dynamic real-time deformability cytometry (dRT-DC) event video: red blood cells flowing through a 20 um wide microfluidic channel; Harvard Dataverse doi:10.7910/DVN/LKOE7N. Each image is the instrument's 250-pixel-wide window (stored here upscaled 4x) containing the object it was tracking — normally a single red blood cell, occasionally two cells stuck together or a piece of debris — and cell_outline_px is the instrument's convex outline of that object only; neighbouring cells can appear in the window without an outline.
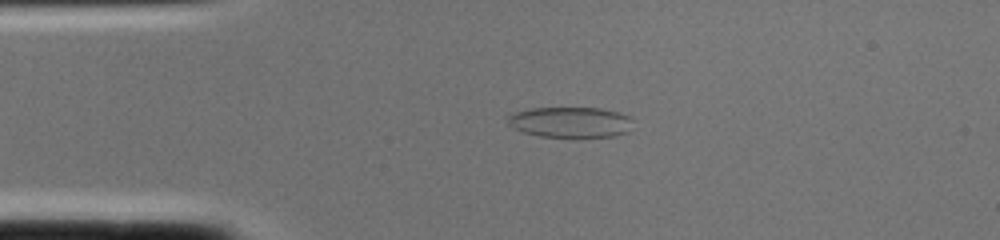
{"species": "common noctule bat (a hibernating species)", "species_latin": "Nyctalus noctula", "temperature_condition": "cold", "stored_images_in_passage": 1, "camera_frame_rate_fps": 3000, "um_per_image_px": 0.085, "animal": {"sex": "female", "body_mass_g": 22.0, "forearm_length_mm": 56.7}, "frame": {"image": 1, "passage_image": 1, "time_ms": 0.0, "image_size_px": [1000, 240], "cell_outline_px": [[632, 120], [628, 132], [612, 136], [540, 136], [524, 132], [512, 128], [508, 124], [508, 116], [516, 112], [532, 108], [600, 108], [616, 112], [628, 116]], "centroid_in_image_um": [48.46, 10.38], "position_along_channel_um": 36.5, "area_um2": 21.91}}